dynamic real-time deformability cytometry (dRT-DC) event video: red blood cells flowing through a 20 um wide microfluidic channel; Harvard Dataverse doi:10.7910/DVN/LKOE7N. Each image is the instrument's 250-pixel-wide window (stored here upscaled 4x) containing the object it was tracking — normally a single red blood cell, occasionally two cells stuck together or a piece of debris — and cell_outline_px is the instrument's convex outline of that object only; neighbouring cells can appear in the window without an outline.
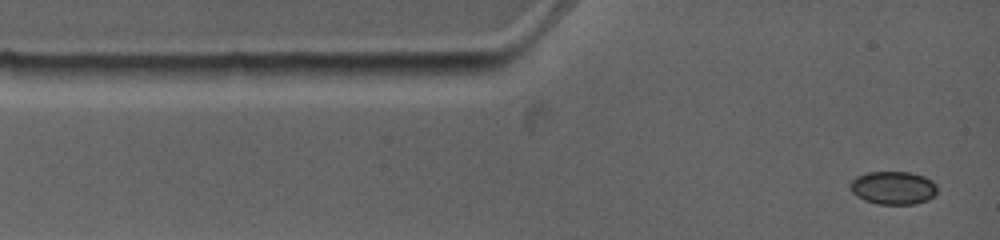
{"species": "common noctule bat (a hibernating species)", "species_latin": "Nyctalus noctula", "temperature_condition": "warm", "stored_images_in_passage": 9, "camera_frame_rate_fps": 4500, "um_per_image_px": 0.085, "animal": {"sex": "female", "body_mass_g": 19.0, "forearm_length_mm": 53.3}, "frame": {"image": 1, "passage_image": 1, "time_ms": 0.0, "image_size_px": [1000, 240], "cell_outline_px": [[936, 192], [928, 200], [916, 204], [876, 204], [864, 200], [856, 196], [848, 188], [848, 184], [856, 176], [868, 172], [908, 172], [924, 176], [932, 180], [936, 184]], "centroid_in_image_um": [75.88, 15.97], "position_along_channel_um": 9.1, "area_um2": 16.99}}
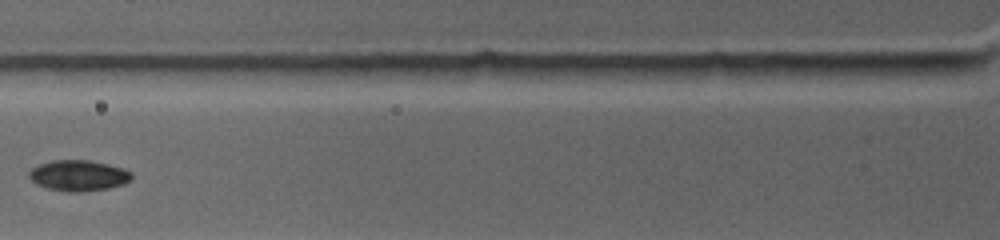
{"frame": {"image": 2, "passage_image": 5, "time_ms": 3.778, "image_size_px": [1000, 240], "cell_outline_px": [[132, 180], [124, 184], [108, 188], [80, 192], [68, 192], [48, 188], [36, 184], [28, 176], [28, 172], [32, 168], [40, 164], [52, 160], [88, 160], [108, 164], [124, 168], [132, 172]], "centroid_in_image_um": [6.69, 14.92], "position_along_channel_um": 119.1, "area_um2": 18.5}}
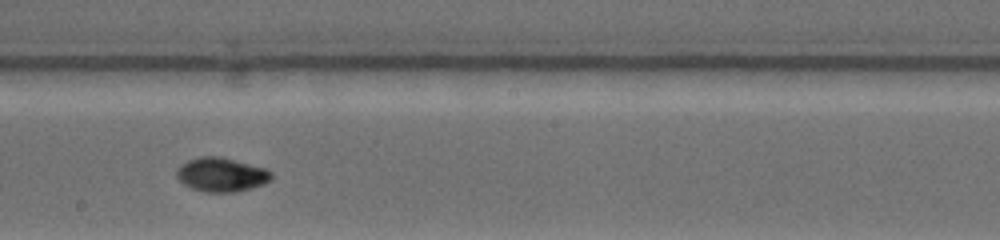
{"frame": {"image": 3, "passage_image": 8, "time_ms": 6.667, "image_size_px": [1000, 240], "cell_outline_px": [[272, 180], [264, 184], [232, 192], [204, 192], [188, 188], [176, 176], [176, 168], [188, 160], [200, 156], [220, 156], [264, 168], [272, 172]], "centroid_in_image_um": [18.78, 14.84], "position_along_channel_um": 229.4, "area_um2": 18.79}}